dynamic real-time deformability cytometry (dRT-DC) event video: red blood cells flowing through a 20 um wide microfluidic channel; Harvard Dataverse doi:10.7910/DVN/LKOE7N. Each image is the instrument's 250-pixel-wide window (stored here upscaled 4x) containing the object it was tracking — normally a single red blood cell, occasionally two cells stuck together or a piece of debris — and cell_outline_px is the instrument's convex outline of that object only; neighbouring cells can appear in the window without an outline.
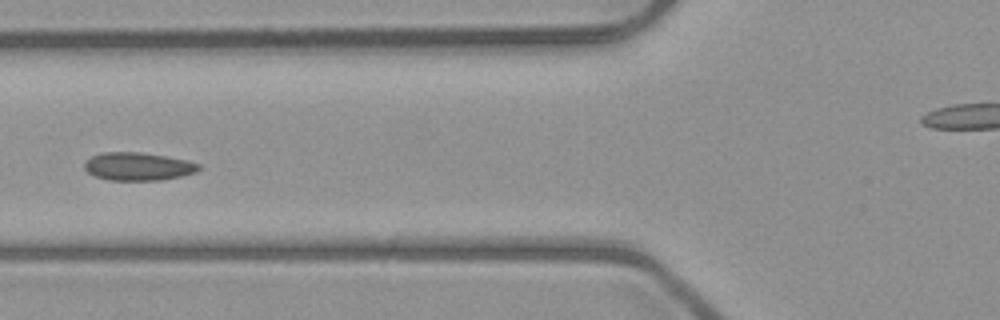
{"species": "common noctule bat (a hibernating species)", "species_latin": "Nyctalus noctula", "temperature_condition": "room temperature", "stored_images_in_passage": 7, "segment_of_instrument_passage": [1, 2], "camera_frame_rate_fps": 3000, "um_per_image_px": 0.085, "animal": {"sex": "male", "body_mass_g": 23.1, "forearm_length_mm": 52.7}, "frame": {"image": 1, "passage_image": 6, "time_ms": 5.667, "image_size_px": [1000, 320], "cell_outline_px": [[200, 168], [196, 172], [184, 176], [160, 180], [108, 180], [96, 176], [88, 172], [84, 168], [84, 164], [92, 156], [104, 152], [140, 152], [188, 160], [200, 164]], "centroid_in_image_um": [11.77, 14.15], "position_along_channel_um": 114.0, "area_um2": 18.61}}